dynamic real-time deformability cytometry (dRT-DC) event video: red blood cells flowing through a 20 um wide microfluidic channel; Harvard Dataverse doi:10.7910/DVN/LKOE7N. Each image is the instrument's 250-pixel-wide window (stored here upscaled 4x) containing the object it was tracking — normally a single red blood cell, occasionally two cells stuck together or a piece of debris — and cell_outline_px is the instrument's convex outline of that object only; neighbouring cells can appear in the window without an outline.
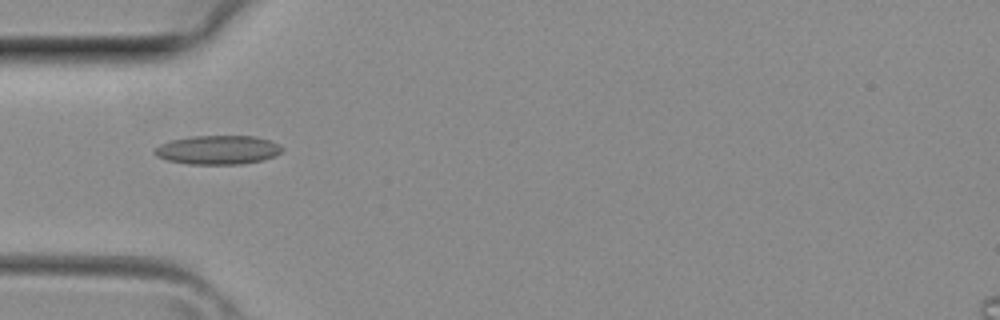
{"species": "common noctule bat (a hibernating species)", "species_latin": "Nyctalus noctula", "temperature_condition": "room temperature", "stored_images_in_passage": 24, "camera_frame_rate_fps": 3000, "um_per_image_px": 0.085, "animal": {"sex": "female", "body_mass_g": 29.2, "forearm_length_mm": 56.3}, "frame": {"image": 1, "passage_image": 3, "time_ms": 0.667, "image_size_px": [1000, 320], "cell_outline_px": [[284, 148], [280, 152], [272, 156], [260, 160], [240, 164], [188, 164], [168, 160], [156, 156], [152, 152], [160, 144], [172, 140], [192, 136], [252, 136], [268, 140], [280, 144]], "centroid_in_image_um": [18.49, 12.74], "position_along_channel_um": 66.5, "area_um2": 21.27}}
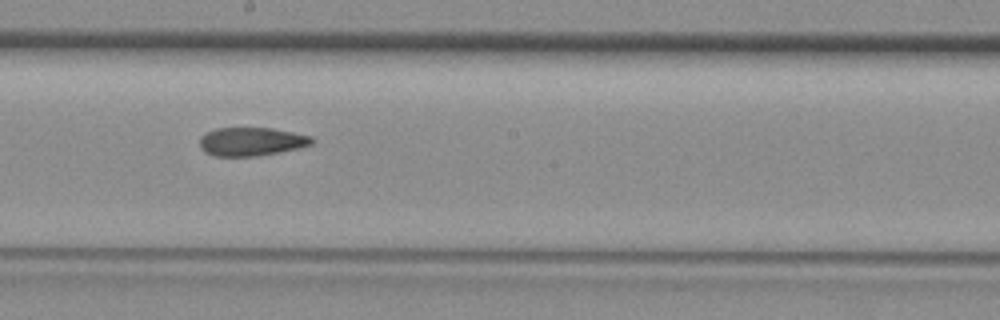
{"frame": {"image": 2, "passage_image": 12, "time_ms": 3.667, "image_size_px": [1000, 320], "cell_outline_px": [[316, 140], [312, 144], [296, 148], [256, 156], [216, 156], [204, 152], [200, 148], [200, 136], [216, 128], [272, 128], [312, 136]], "centroid_in_image_um": [21.35, 12.03], "position_along_channel_um": 226.8, "area_um2": 18.5}}
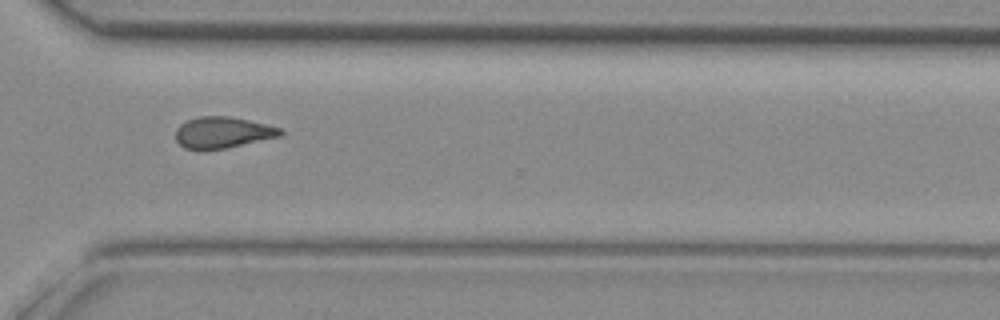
{"frame": {"image": 3, "passage_image": 19, "time_ms": 6.0, "image_size_px": [1000, 320], "cell_outline_px": [[284, 132], [280, 136], [224, 148], [184, 148], [176, 140], [176, 128], [180, 124], [188, 120], [200, 116], [228, 116], [248, 120], [280, 128]], "centroid_in_image_um": [18.91, 11.24], "position_along_channel_um": 351.7, "area_um2": 18.55}}